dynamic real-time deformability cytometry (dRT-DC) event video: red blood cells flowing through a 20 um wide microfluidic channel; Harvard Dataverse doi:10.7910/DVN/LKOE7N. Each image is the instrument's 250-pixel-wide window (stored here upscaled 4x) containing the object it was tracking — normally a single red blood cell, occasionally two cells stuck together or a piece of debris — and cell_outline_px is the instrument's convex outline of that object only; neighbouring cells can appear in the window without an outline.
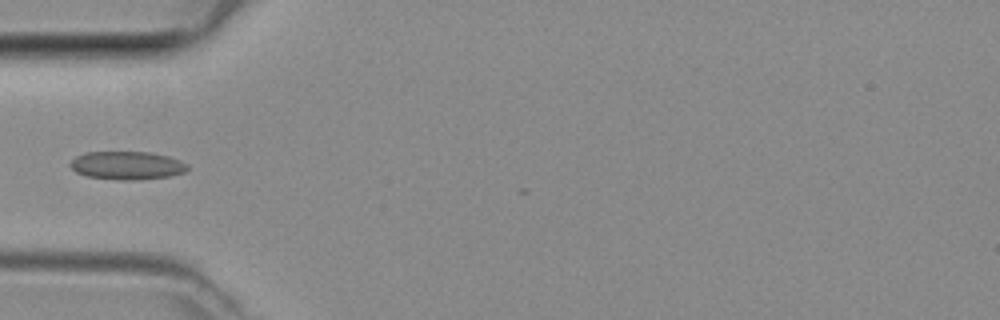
{"species": "common noctule bat (a hibernating species)", "species_latin": "Nyctalus noctula", "temperature_condition": "room temperature", "stored_images_in_passage": 5, "camera_frame_rate_fps": 3000, "um_per_image_px": 0.085, "animal": {"sex": "female", "body_mass_g": 29.2, "forearm_length_mm": 56.3}, "frame": {"image": 1, "passage_image": 4, "time_ms": 1.0, "image_size_px": [1000, 320], "cell_outline_px": [[188, 168], [184, 172], [168, 176], [140, 180], [120, 180], [88, 176], [76, 172], [68, 164], [76, 156], [84, 152], [148, 152], [168, 156], [180, 160], [188, 164]], "centroid_in_image_um": [10.79, 14.06], "position_along_channel_um": 74.2, "area_um2": 19.25}}
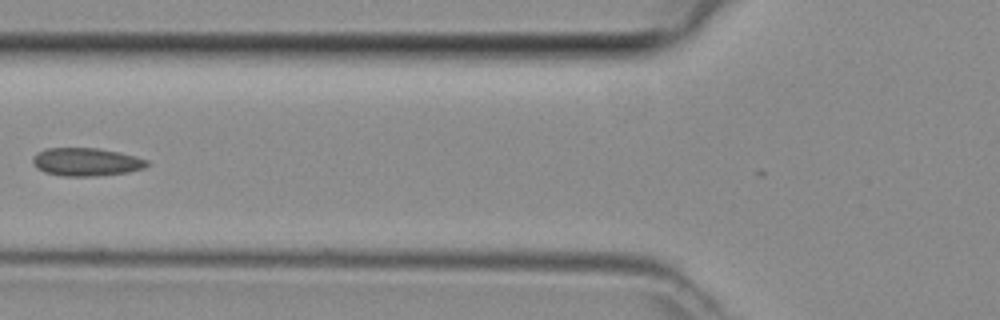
{"frame": {"image": 2, "passage_image": 5, "time_ms": 1.333, "image_size_px": [1000, 320], "cell_outline_px": [[148, 164], [144, 168], [128, 172], [96, 176], [64, 176], [44, 172], [36, 168], [32, 164], [32, 156], [48, 148], [96, 148], [120, 152], [136, 156], [148, 160]], "centroid_in_image_um": [7.32, 13.77], "position_along_channel_um": 118.5, "area_um2": 18.73}}